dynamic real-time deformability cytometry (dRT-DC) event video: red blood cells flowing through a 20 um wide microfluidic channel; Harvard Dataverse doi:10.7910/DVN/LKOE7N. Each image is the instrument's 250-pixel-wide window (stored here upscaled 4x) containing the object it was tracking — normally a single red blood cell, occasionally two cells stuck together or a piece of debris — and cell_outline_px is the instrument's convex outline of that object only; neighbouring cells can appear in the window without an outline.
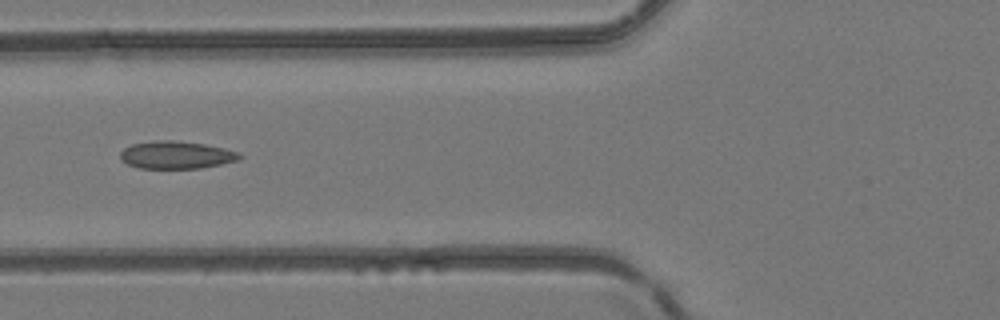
{"species": "common noctule bat (a hibernating species)", "species_latin": "Nyctalus noctula", "temperature_condition": "room temperature", "stored_images_in_passage": 6, "camera_frame_rate_fps": 3000, "um_per_image_px": 0.085, "animal": {"sex": "female", "body_mass_g": 24.6, "forearm_length_mm": 56.2}, "frame": {"image": 1, "passage_image": 6, "time_ms": 5.667, "image_size_px": [1000, 320], "cell_outline_px": [[244, 156], [236, 160], [220, 164], [200, 168], [140, 168], [128, 164], [120, 160], [120, 152], [124, 148], [132, 144], [156, 140], [172, 140], [204, 144], [224, 148], [240, 152]], "centroid_in_image_um": [14.97, 13.16], "position_along_channel_um": 110.8, "area_um2": 19.13}}